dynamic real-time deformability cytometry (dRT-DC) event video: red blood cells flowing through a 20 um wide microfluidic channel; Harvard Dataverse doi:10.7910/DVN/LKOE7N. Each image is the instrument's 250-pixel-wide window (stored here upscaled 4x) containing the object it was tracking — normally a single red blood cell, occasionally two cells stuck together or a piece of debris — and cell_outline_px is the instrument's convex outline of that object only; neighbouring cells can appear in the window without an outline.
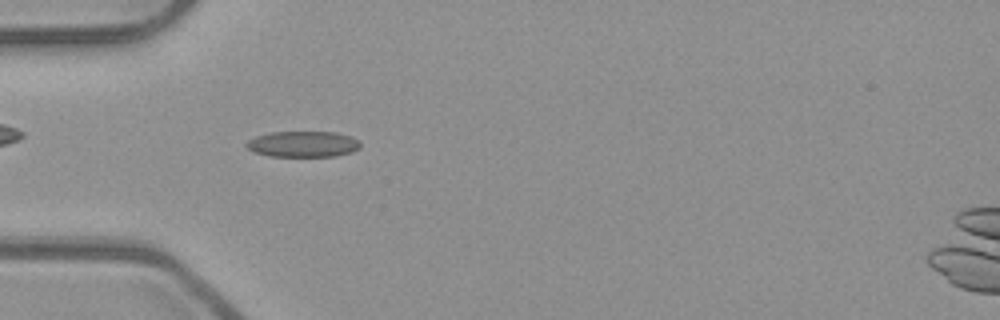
{"species": "common noctule bat (a hibernating species)", "species_latin": "Nyctalus noctula", "temperature_condition": "room temperature", "stored_images_in_passage": 43, "camera_frame_rate_fps": 3000, "um_per_image_px": 0.085, "animal": {"sex": "male", "body_mass_g": 23.1, "forearm_length_mm": 52.7}, "frame": {"image": 1, "passage_image": 7, "time_ms": 2.0, "image_size_px": [1000, 320], "cell_outline_px": [[360, 148], [352, 152], [336, 156], [268, 156], [252, 152], [244, 144], [248, 140], [256, 136], [272, 132], [332, 132], [348, 136], [360, 140]], "centroid_in_image_um": [25.73, 12.26], "position_along_channel_um": 59.3, "area_um2": 17.22}}
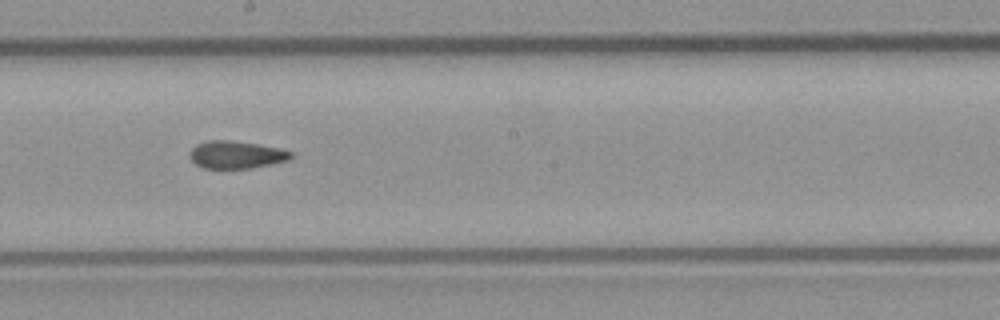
{"frame": {"image": 2, "passage_image": 20, "time_ms": 6.333, "image_size_px": [1000, 320], "cell_outline_px": [[292, 156], [288, 160], [252, 168], [204, 168], [196, 164], [192, 160], [192, 148], [196, 144], [208, 140], [228, 140], [256, 144], [280, 148], [292, 152]], "centroid_in_image_um": [20.1, 13.15], "position_along_channel_um": 228.1, "area_um2": 15.95}}
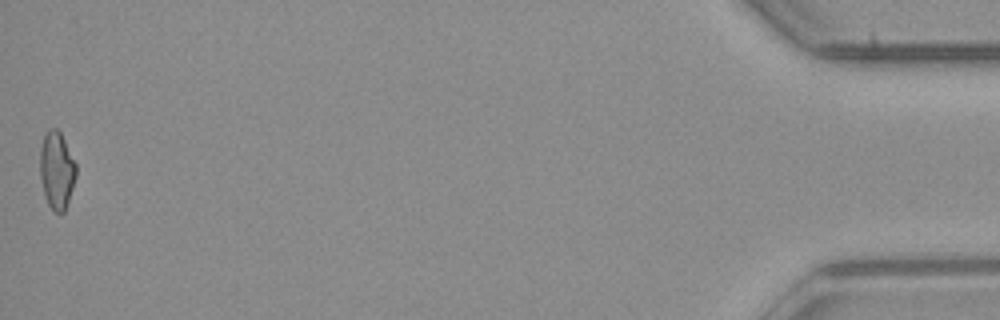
{"frame": {"image": 3, "passage_image": 43, "time_ms": 14.0, "image_size_px": [1000, 320], "cell_outline_px": [[76, 176], [64, 212], [52, 212], [44, 196], [40, 176], [40, 148], [44, 136], [48, 128], [56, 128], [60, 132], [76, 164]], "centroid_in_image_um": [4.8, 14.48], "position_along_channel_um": 430.4, "area_um2": 16.18}, "authors_computed_cell_mechanics": {"area_um2": 16.4152, "velocity_mm_per_s": 3.9565, "shape_relaxation_time_tau1_ms": null, "shape_relaxation_time_tau2_ms": 3.8968, "deformation_change_tau1": null, "deformation_change_tau2": 0.1139}}